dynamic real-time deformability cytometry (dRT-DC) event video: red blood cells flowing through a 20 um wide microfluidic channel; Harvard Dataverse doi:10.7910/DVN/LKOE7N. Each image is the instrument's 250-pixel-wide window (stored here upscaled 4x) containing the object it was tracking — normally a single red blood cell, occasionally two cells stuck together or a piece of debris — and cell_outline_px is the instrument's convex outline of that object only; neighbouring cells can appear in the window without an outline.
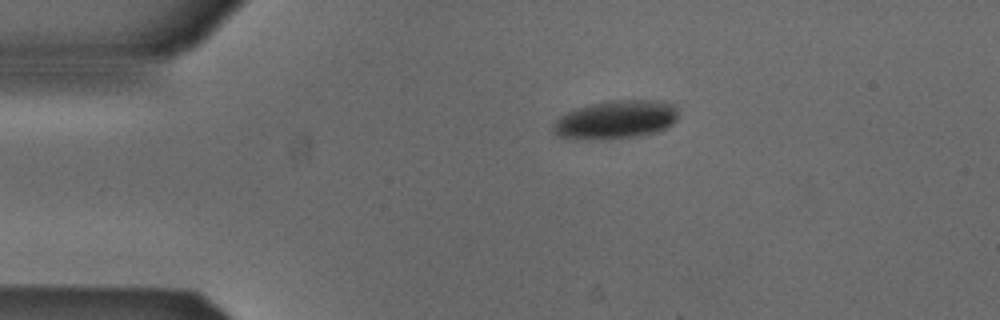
{"species": "Egyptian fruit bat (a non-hibernating species)", "species_latin": "Rousettus aegyptiacus", "temperature_condition": "cold", "stored_images_in_passage": 43, "camera_frame_rate_fps": 3000, "um_per_image_px": 0.085, "animal": {"sex": "male"}, "frame": {"image": 1, "passage_image": 1, "time_ms": 0.0, "image_size_px": [1000, 320], "cell_outline_px": [[676, 120], [672, 124], [656, 132], [640, 136], [600, 140], [572, 140], [556, 136], [552, 132], [552, 124], [560, 116], [576, 108], [608, 100], [660, 100], [676, 104]], "centroid_in_image_um": [52.29, 10.19], "position_along_channel_um": 32.7, "area_um2": 28.55}}
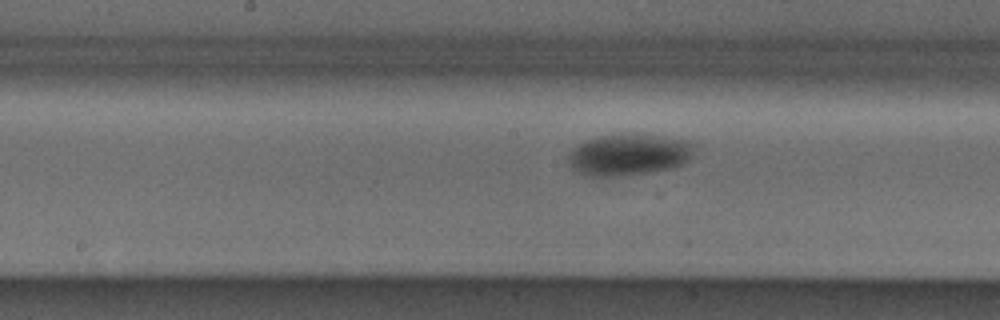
{"frame": {"image": 2, "passage_image": 17, "time_ms": 5.333, "image_size_px": [1000, 320], "cell_outline_px": [[696, 144], [688, 156], [680, 164], [672, 168], [644, 172], [612, 176], [584, 176], [572, 168], [568, 164], [568, 152], [572, 148], [588, 140], [600, 136], [620, 132], [636, 132], [692, 140]], "centroid_in_image_um": [53.41, 13.09], "position_along_channel_um": 194.8, "area_um2": 30.75}}
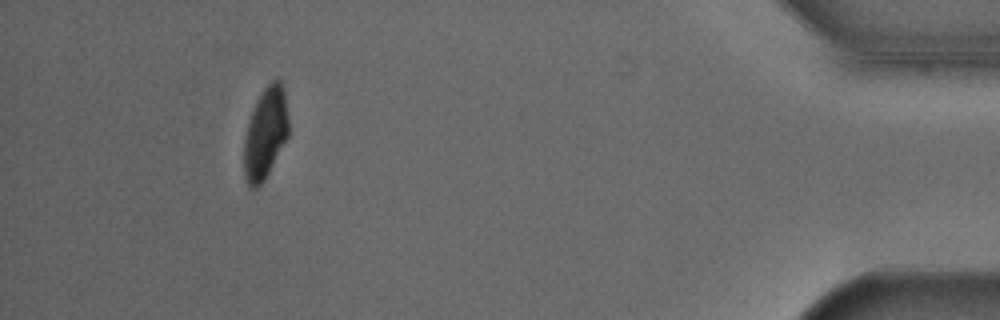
{"frame": {"image": 3, "passage_image": 39, "time_ms": 12.667, "image_size_px": [1000, 320], "cell_outline_px": [[288, 136], [264, 180], [256, 188], [252, 188], [248, 184], [244, 176], [244, 140], [248, 124], [256, 100], [264, 88], [272, 80], [280, 80], [284, 88], [288, 116]], "centroid_in_image_um": [22.56, 11.31], "position_along_channel_um": 412.6, "area_um2": 23.47}, "authors_computed_cell_mechanics": {"area_um2": 29.3624, "velocity_mm_per_s": 3.8803, "shape_relaxation_time_tau1_ms": 1.9523, "shape_relaxation_time_tau2_ms": null, "deformation_change_tau1": 0.1069, "deformation_change_tau2": null}}